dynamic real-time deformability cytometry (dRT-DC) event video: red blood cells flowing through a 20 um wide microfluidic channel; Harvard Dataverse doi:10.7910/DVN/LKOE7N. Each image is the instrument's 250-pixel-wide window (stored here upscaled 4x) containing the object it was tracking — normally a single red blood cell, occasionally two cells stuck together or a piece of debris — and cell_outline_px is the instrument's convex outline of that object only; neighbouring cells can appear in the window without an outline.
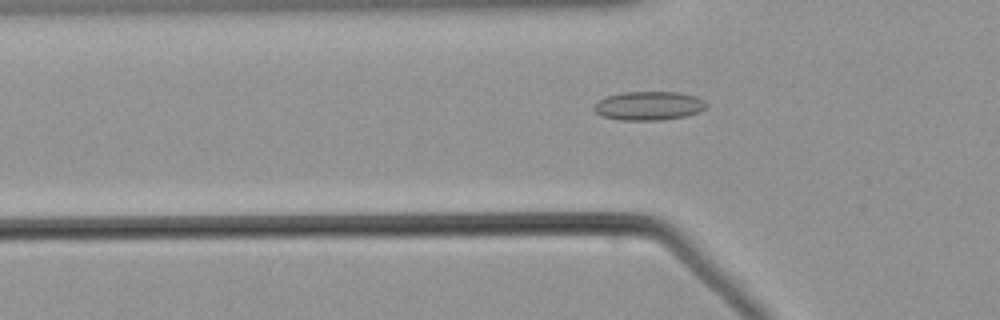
{"species": "common noctule bat (a hibernating species)", "species_latin": "Nyctalus noctula", "temperature_condition": "warm", "stored_images_in_passage": 55, "camera_frame_rate_fps": 3000, "um_per_image_px": 0.085, "animal": {"sex": "male", "body_mass_g": 21.5, "forearm_length_mm": 52.0}, "frame": {"image": 1, "passage_image": 18, "time_ms": 5.667, "image_size_px": [1000, 320], "cell_outline_px": [[708, 104], [700, 112], [684, 116], [660, 120], [620, 120], [600, 116], [592, 108], [604, 96], [624, 92], [680, 92], [696, 96], [704, 100]], "centroid_in_image_um": [55.14, 8.99], "position_along_channel_um": 70.7, "area_um2": 18.96}}
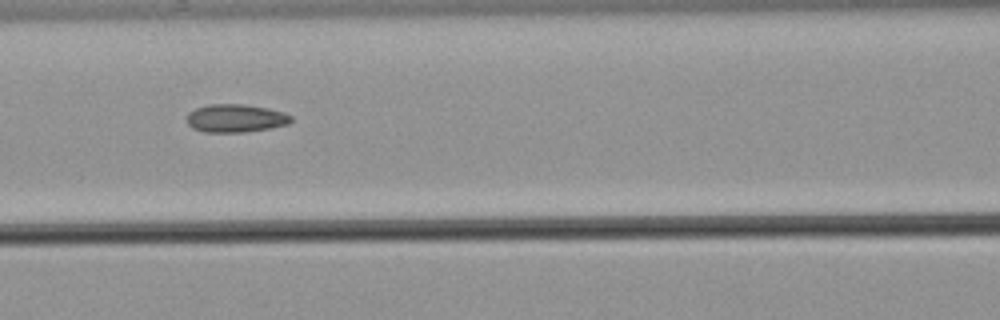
{"frame": {"image": 2, "passage_image": 24, "time_ms": 7.667, "image_size_px": [1000, 320], "cell_outline_px": [[292, 120], [288, 124], [272, 128], [244, 132], [204, 132], [192, 128], [188, 124], [188, 112], [196, 108], [208, 104], [244, 104], [268, 108], [284, 112], [292, 116]], "centroid_in_image_um": [20.04, 10.05], "position_along_channel_um": 146.6, "area_um2": 17.17}}
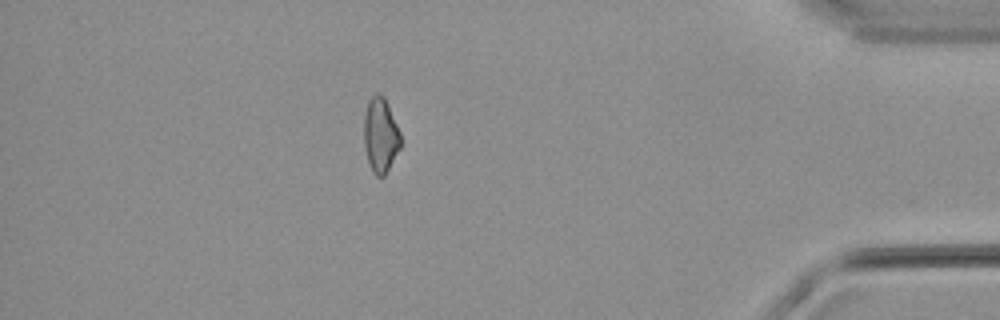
{"frame": {"image": 3, "passage_image": 48, "time_ms": 15.667, "image_size_px": [1000, 320], "cell_outline_px": [[400, 148], [384, 176], [376, 176], [372, 172], [364, 148], [364, 116], [368, 100], [376, 92], [380, 92], [384, 96], [388, 104], [400, 132]], "centroid_in_image_um": [32.33, 11.46], "position_along_channel_um": 402.9, "area_um2": 16.01}}